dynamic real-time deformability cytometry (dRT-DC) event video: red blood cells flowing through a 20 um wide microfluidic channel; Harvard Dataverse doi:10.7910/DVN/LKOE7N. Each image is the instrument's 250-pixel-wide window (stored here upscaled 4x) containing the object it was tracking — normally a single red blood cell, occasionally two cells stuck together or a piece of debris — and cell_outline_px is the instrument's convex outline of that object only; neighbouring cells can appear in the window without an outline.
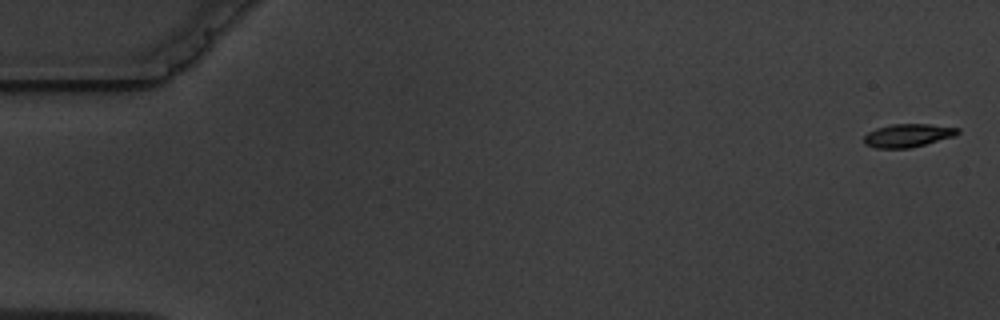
{"species": "common noctule bat (a hibernating species)", "species_latin": "Nyctalus noctula", "temperature_condition": "warm", "stored_images_in_passage": 5, "camera_frame_rate_fps": 3000, "um_per_image_px": 0.085, "animal": {"sex": "male", "body_mass_g": 19.5, "forearm_length_mm": 54.6}, "frame": {"image": 1, "passage_image": 1, "time_ms": 0.0, "image_size_px": [1000, 320], "cell_outline_px": [[960, 132], [956, 136], [908, 148], [876, 148], [864, 144], [864, 136], [868, 132], [876, 128], [892, 124], [928, 124], [960, 128]], "centroid_in_image_um": [77.17, 11.51], "position_along_channel_um": 7.8, "area_um2": 12.66}}
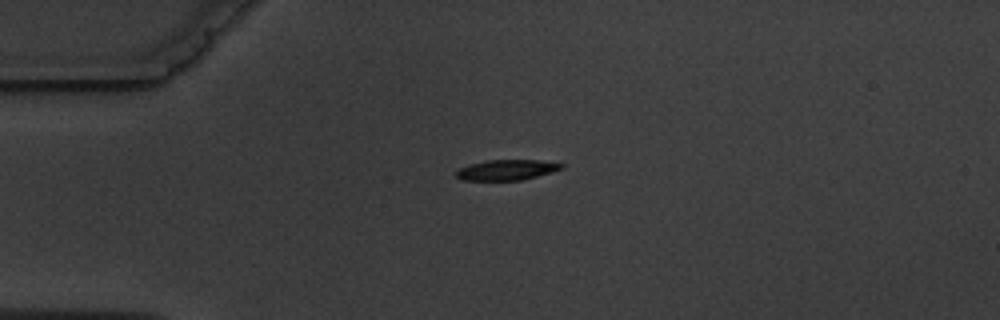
{"frame": {"image": 2, "passage_image": 4, "time_ms": 4.333, "image_size_px": [1000, 320], "cell_outline_px": [[564, 168], [552, 172], [520, 180], [460, 180], [456, 176], [456, 172], [460, 168], [472, 164], [488, 160], [540, 160], [564, 164]], "centroid_in_image_um": [43.09, 14.44], "position_along_channel_um": 41.9, "area_um2": 12.37}}